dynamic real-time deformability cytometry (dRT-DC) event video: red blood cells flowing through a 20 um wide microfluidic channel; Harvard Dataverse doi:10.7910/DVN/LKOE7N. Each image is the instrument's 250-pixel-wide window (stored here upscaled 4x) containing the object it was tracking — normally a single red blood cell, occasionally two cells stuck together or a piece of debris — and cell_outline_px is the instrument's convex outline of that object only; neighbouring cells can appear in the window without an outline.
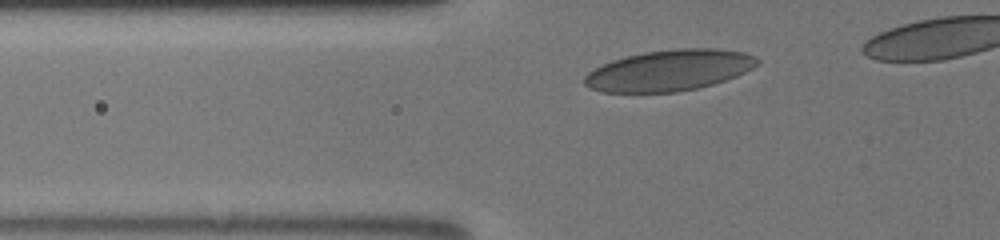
{"species": "human", "species_latin": "Homo sapiens", "temperature_condition": "room temperature", "stored_images_in_passage": 7, "segment_of_instrument_passage": [1, 2], "camera_frame_rate_fps": 3000, "um_per_image_px": 0.085, "donor": {"sex": "male"}, "frame": {"image": 1, "passage_image": 2, "time_ms": 0.667, "image_size_px": [1000, 240], "cell_outline_px": [[760, 60], [752, 68], [736, 76], [712, 84], [696, 88], [676, 92], [600, 92], [584, 84], [584, 76], [588, 72], [612, 60], [644, 52], [680, 48], [716, 48], [744, 52], [756, 56]], "centroid_in_image_um": [56.9, 5.97], "position_along_channel_um": 68.9, "area_um2": 41.04}}
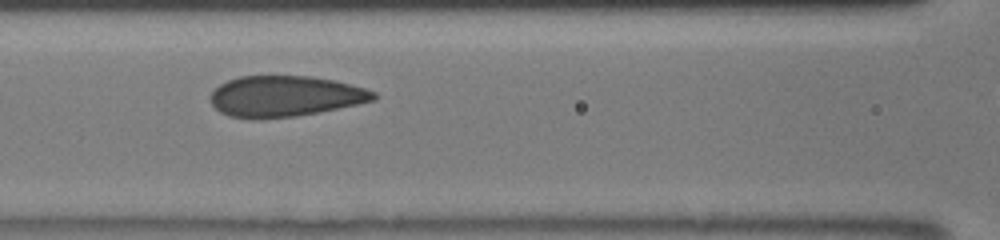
{"frame": {"image": 2, "passage_image": 5, "time_ms": 2.667, "image_size_px": [1000, 240], "cell_outline_px": [[376, 100], [320, 112], [296, 116], [256, 120], [228, 116], [220, 112], [212, 104], [212, 92], [220, 84], [228, 80], [240, 76], [312, 76], [336, 80], [364, 88], [376, 92]], "centroid_in_image_um": [24.24, 8.19], "position_along_channel_um": 142.4, "area_um2": 39.02}}